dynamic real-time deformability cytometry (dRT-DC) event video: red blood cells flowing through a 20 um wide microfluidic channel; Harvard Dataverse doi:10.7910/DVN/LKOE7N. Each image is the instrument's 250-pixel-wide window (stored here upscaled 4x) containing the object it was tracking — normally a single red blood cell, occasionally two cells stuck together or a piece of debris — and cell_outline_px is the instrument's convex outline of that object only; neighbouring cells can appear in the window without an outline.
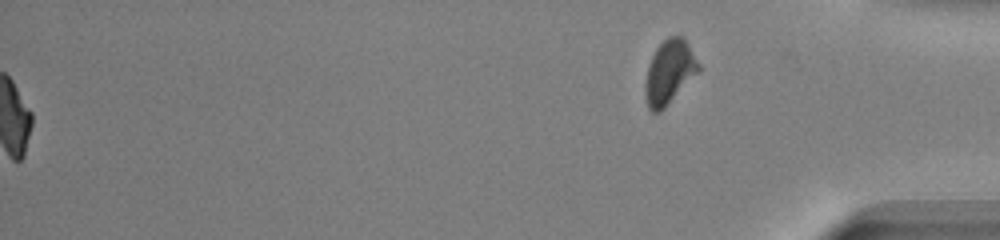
{"species": "common noctule bat (a hibernating species)", "species_latin": "Nyctalus noctula", "temperature_condition": "warm", "stored_images_in_passage": 51, "segment_of_instrument_passage": [2, 2], "camera_frame_rate_fps": 3000, "um_per_image_px": 0.085, "animal": {"sex": "male", "body_mass_g": 13.0, "forearm_length_mm": 53.1}, "frame": {"image": 1, "passage_image": 51, "time_ms": 16.667, "image_size_px": [1000, 240], "cell_outline_px": [[700, 72], [660, 112], [652, 112], [648, 108], [644, 92], [644, 84], [648, 68], [652, 56], [656, 48], [668, 36], [680, 36], [688, 44], [700, 64]], "centroid_in_image_um": [56.9, 6.15], "position_along_channel_um": 378.3, "area_um2": 19.88}}